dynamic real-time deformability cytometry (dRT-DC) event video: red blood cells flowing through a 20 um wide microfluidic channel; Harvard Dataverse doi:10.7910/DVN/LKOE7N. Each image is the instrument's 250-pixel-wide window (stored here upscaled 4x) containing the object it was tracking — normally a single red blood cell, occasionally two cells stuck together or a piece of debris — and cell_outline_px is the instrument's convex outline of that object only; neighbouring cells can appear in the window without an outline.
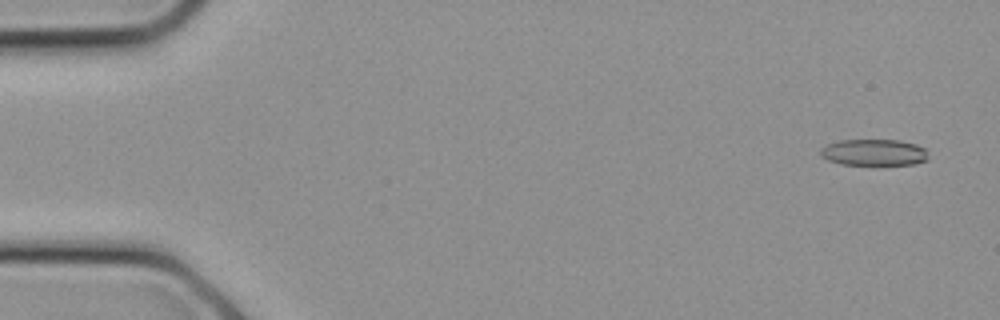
{"species": "common noctule bat (a hibernating species)", "species_latin": "Nyctalus noctula", "temperature_condition": "cold", "stored_images_in_passage": 10, "camera_frame_rate_fps": 3000, "um_per_image_px": 0.085, "animal": {"sex": "female", "body_mass_g": 21.9}, "frame": {"image": 1, "passage_image": 2, "time_ms": 0.333, "image_size_px": [1000, 320], "cell_outline_px": [[928, 160], [916, 164], [840, 164], [828, 160], [820, 156], [820, 148], [828, 144], [840, 140], [900, 140], [916, 144], [924, 148], [928, 156]], "centroid_in_image_um": [74.28, 12.95], "position_along_channel_um": 10.7, "area_um2": 16.59}}
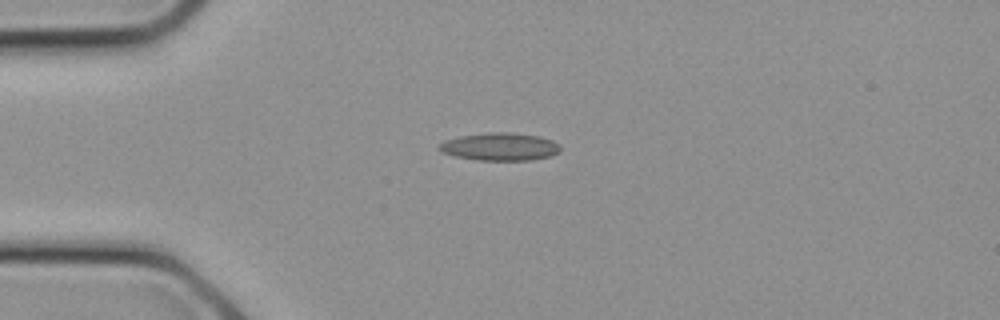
{"frame": {"image": 2, "passage_image": 7, "time_ms": 2.0, "image_size_px": [1000, 320], "cell_outline_px": [[560, 152], [552, 156], [532, 160], [476, 160], [452, 156], [440, 152], [436, 148], [444, 140], [460, 136], [488, 132], [508, 132], [540, 136], [552, 140], [560, 148]], "centroid_in_image_um": [42.45, 12.47], "position_along_channel_um": 42.5, "area_um2": 19.83}}
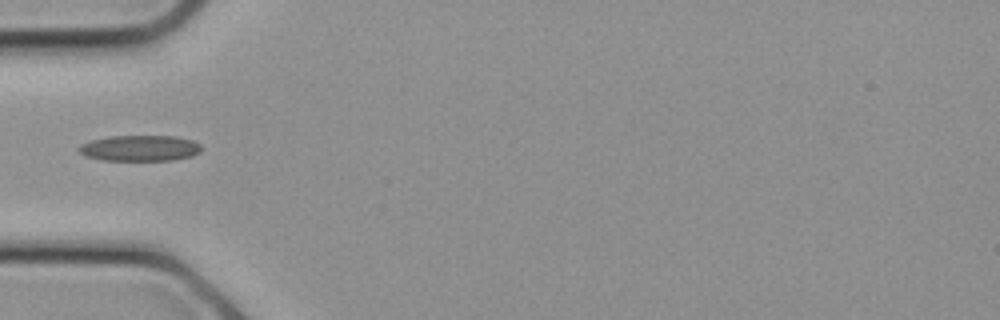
{"frame": {"image": 3, "passage_image": 9, "time_ms": 2.667, "image_size_px": [1000, 320], "cell_outline_px": [[200, 152], [192, 156], [172, 160], [104, 160], [84, 156], [76, 148], [80, 144], [92, 140], [108, 136], [176, 136], [192, 140], [200, 144]], "centroid_in_image_um": [11.87, 12.59], "position_along_channel_um": 73.1, "area_um2": 18.5}}